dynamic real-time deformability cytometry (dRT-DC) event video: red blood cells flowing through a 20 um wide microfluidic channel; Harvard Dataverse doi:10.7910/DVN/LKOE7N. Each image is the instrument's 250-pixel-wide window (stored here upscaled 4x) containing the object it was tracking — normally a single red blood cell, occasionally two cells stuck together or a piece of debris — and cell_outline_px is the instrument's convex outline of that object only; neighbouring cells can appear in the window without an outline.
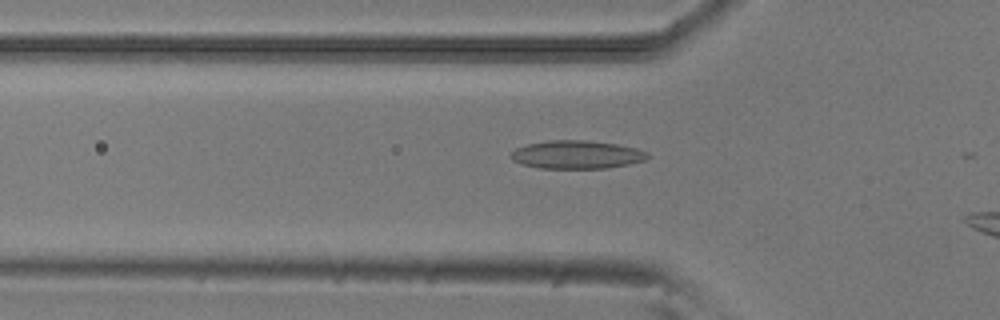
{"species": "common noctule bat (a hibernating species)", "species_latin": "Nyctalus noctula", "temperature_condition": "room temperature", "stored_images_in_passage": 17, "camera_frame_rate_fps": 3000, "um_per_image_px": 0.085, "animal": {"sex": "male", "body_mass_g": 20.5, "forearm_length_mm": 52.5}, "frame": {"image": 1, "passage_image": 16, "time_ms": 5.0, "image_size_px": [1000, 320], "cell_outline_px": [[652, 156], [644, 160], [628, 164], [604, 168], [540, 168], [520, 164], [512, 160], [512, 152], [516, 148], [528, 144], [548, 140], [588, 140], [616, 144], [636, 148], [648, 152]], "centroid_in_image_um": [49.04, 13.14], "position_along_channel_um": 76.8, "area_um2": 22.43}}